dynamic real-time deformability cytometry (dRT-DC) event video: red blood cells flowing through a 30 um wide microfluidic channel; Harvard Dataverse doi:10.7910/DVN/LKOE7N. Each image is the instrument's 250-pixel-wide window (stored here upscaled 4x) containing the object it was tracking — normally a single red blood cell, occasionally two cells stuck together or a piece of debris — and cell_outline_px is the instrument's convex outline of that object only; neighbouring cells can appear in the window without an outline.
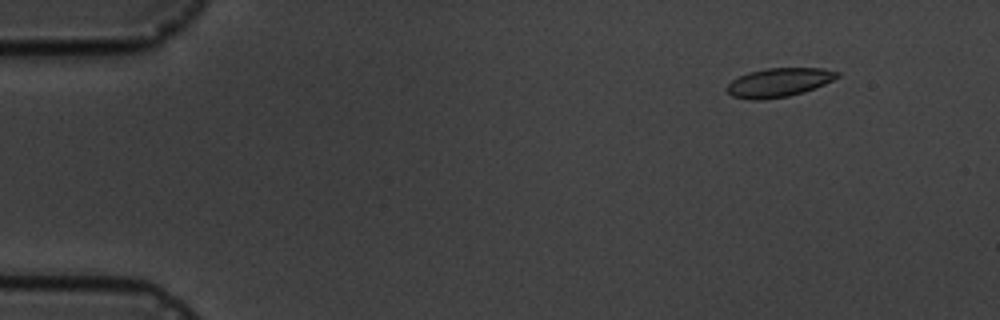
{"species": "common noctule bat (a hibernating species)", "species_latin": "Nyctalus noctula", "temperature_condition": "cold", "stored_images_in_passage": 5, "camera_frame_rate_fps": 3000, "um_per_image_px": 0.085, "animal": {"sex": "male", "body_mass_g": 19.5, "forearm_length_mm": 54.6}, "frame": {"image": 1, "passage_image": 2, "time_ms": 1.333, "image_size_px": [1000, 320], "cell_outline_px": [[840, 76], [824, 84], [804, 92], [788, 96], [764, 100], [752, 100], [732, 96], [724, 88], [732, 80], [748, 72], [764, 68], [824, 68], [840, 72]], "centroid_in_image_um": [66.19, 7.01], "position_along_channel_um": 18.8, "area_um2": 18.67}}
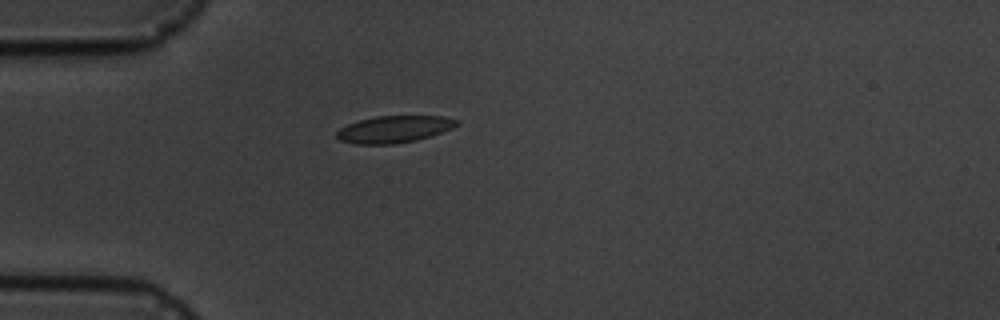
{"frame": {"image": 2, "passage_image": 5, "time_ms": 4.667, "image_size_px": [1000, 320], "cell_outline_px": [[460, 124], [452, 128], [416, 140], [392, 144], [356, 144], [340, 140], [336, 136], [336, 132], [340, 128], [348, 124], [360, 120], [376, 116], [444, 116], [460, 120]], "centroid_in_image_um": [33.51, 10.97], "position_along_channel_um": 51.5, "area_um2": 18.73}}